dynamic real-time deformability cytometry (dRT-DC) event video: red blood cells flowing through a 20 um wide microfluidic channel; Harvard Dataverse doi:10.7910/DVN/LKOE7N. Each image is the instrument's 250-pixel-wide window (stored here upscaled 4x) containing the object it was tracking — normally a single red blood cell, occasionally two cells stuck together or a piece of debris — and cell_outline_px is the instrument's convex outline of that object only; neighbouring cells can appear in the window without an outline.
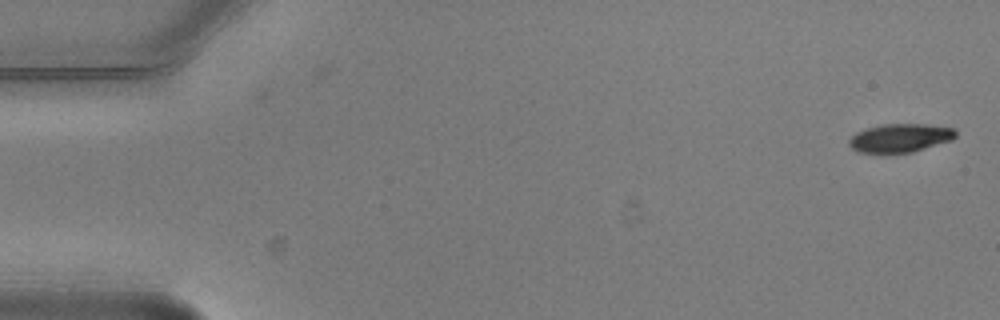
{"species": "common noctule bat (a hibernating species)", "species_latin": "Nyctalus noctula", "temperature_condition": "warm", "stored_images_in_passage": 6, "camera_frame_rate_fps": 3000, "um_per_image_px": 0.085, "animal": {"sex": "male", "body_mass_g": 20.5, "forearm_length_mm": 52.5}, "frame": {"image": 1, "passage_image": 1, "time_ms": 0.0, "image_size_px": [1000, 320], "cell_outline_px": [[956, 136], [952, 140], [912, 152], [856, 152], [848, 144], [848, 140], [856, 132], [868, 128], [884, 124], [924, 124], [952, 128], [956, 132]], "centroid_in_image_um": [76.5, 11.72], "position_along_channel_um": 8.5, "area_um2": 17.46}}
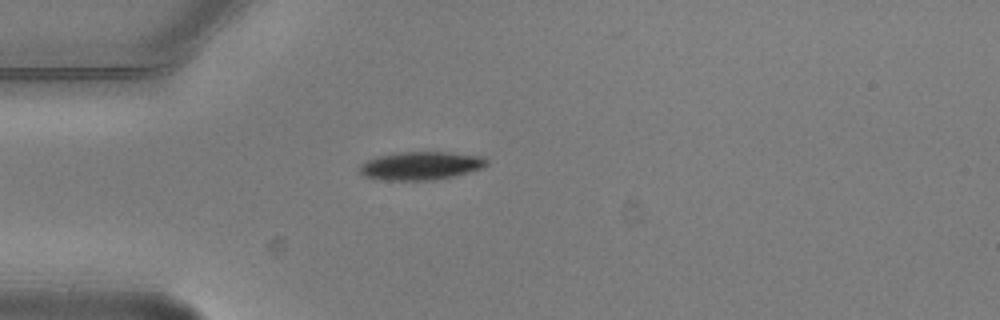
{"frame": {"image": 2, "passage_image": 5, "time_ms": 1.333, "image_size_px": [1000, 320], "cell_outline_px": [[488, 164], [484, 168], [456, 176], [436, 180], [380, 180], [364, 176], [360, 172], [360, 164], [368, 160], [380, 156], [400, 152], [452, 152], [484, 156], [488, 160]], "centroid_in_image_um": [35.84, 14.09], "position_along_channel_um": 49.2, "area_um2": 21.15}}